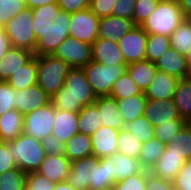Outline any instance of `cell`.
I'll return each mask as SVG.
<instances>
[{"label": "cell", "mask_w": 191, "mask_h": 190, "mask_svg": "<svg viewBox=\"0 0 191 190\" xmlns=\"http://www.w3.org/2000/svg\"><path fill=\"white\" fill-rule=\"evenodd\" d=\"M96 99L83 68H71L64 86L50 97V102L56 109L79 112L83 107L94 104Z\"/></svg>", "instance_id": "6da1fadb"}, {"label": "cell", "mask_w": 191, "mask_h": 190, "mask_svg": "<svg viewBox=\"0 0 191 190\" xmlns=\"http://www.w3.org/2000/svg\"><path fill=\"white\" fill-rule=\"evenodd\" d=\"M184 19L178 0H159L157 8L141 27L148 34H162L170 37Z\"/></svg>", "instance_id": "7a4b0ae2"}, {"label": "cell", "mask_w": 191, "mask_h": 190, "mask_svg": "<svg viewBox=\"0 0 191 190\" xmlns=\"http://www.w3.org/2000/svg\"><path fill=\"white\" fill-rule=\"evenodd\" d=\"M8 143L17 168L26 174L36 172L46 157L42 141L24 133Z\"/></svg>", "instance_id": "3957f363"}, {"label": "cell", "mask_w": 191, "mask_h": 190, "mask_svg": "<svg viewBox=\"0 0 191 190\" xmlns=\"http://www.w3.org/2000/svg\"><path fill=\"white\" fill-rule=\"evenodd\" d=\"M71 67L53 54L37 55V84L52 97L63 86Z\"/></svg>", "instance_id": "277c9868"}, {"label": "cell", "mask_w": 191, "mask_h": 190, "mask_svg": "<svg viewBox=\"0 0 191 190\" xmlns=\"http://www.w3.org/2000/svg\"><path fill=\"white\" fill-rule=\"evenodd\" d=\"M33 26L32 9L26 7L11 18L3 28L12 47L29 50L35 55L37 40Z\"/></svg>", "instance_id": "5b68a950"}, {"label": "cell", "mask_w": 191, "mask_h": 190, "mask_svg": "<svg viewBox=\"0 0 191 190\" xmlns=\"http://www.w3.org/2000/svg\"><path fill=\"white\" fill-rule=\"evenodd\" d=\"M83 70L93 92L98 97L110 95L113 84L127 71V65H104L90 61Z\"/></svg>", "instance_id": "8992f818"}, {"label": "cell", "mask_w": 191, "mask_h": 190, "mask_svg": "<svg viewBox=\"0 0 191 190\" xmlns=\"http://www.w3.org/2000/svg\"><path fill=\"white\" fill-rule=\"evenodd\" d=\"M71 13L60 10L53 24L37 41L35 55L53 54L57 47L69 36Z\"/></svg>", "instance_id": "52a82bcc"}, {"label": "cell", "mask_w": 191, "mask_h": 190, "mask_svg": "<svg viewBox=\"0 0 191 190\" xmlns=\"http://www.w3.org/2000/svg\"><path fill=\"white\" fill-rule=\"evenodd\" d=\"M56 108L50 102L24 115L23 133L43 140L52 134Z\"/></svg>", "instance_id": "ba28073f"}, {"label": "cell", "mask_w": 191, "mask_h": 190, "mask_svg": "<svg viewBox=\"0 0 191 190\" xmlns=\"http://www.w3.org/2000/svg\"><path fill=\"white\" fill-rule=\"evenodd\" d=\"M53 55L71 68H83L92 61V45L68 36Z\"/></svg>", "instance_id": "9c48e42d"}, {"label": "cell", "mask_w": 191, "mask_h": 190, "mask_svg": "<svg viewBox=\"0 0 191 190\" xmlns=\"http://www.w3.org/2000/svg\"><path fill=\"white\" fill-rule=\"evenodd\" d=\"M99 21L89 8L71 13L69 36L92 45L98 39Z\"/></svg>", "instance_id": "30bf717a"}, {"label": "cell", "mask_w": 191, "mask_h": 190, "mask_svg": "<svg viewBox=\"0 0 191 190\" xmlns=\"http://www.w3.org/2000/svg\"><path fill=\"white\" fill-rule=\"evenodd\" d=\"M148 33L141 26H134L120 40L119 48L127 65L145 60Z\"/></svg>", "instance_id": "8fae6325"}, {"label": "cell", "mask_w": 191, "mask_h": 190, "mask_svg": "<svg viewBox=\"0 0 191 190\" xmlns=\"http://www.w3.org/2000/svg\"><path fill=\"white\" fill-rule=\"evenodd\" d=\"M50 96L38 85L35 84L26 89L16 90L14 108L22 115L46 106L50 103Z\"/></svg>", "instance_id": "7c38bea8"}, {"label": "cell", "mask_w": 191, "mask_h": 190, "mask_svg": "<svg viewBox=\"0 0 191 190\" xmlns=\"http://www.w3.org/2000/svg\"><path fill=\"white\" fill-rule=\"evenodd\" d=\"M99 158L91 155L72 161L66 181L75 190H89L92 182L93 167L99 162Z\"/></svg>", "instance_id": "4fadbf2b"}, {"label": "cell", "mask_w": 191, "mask_h": 190, "mask_svg": "<svg viewBox=\"0 0 191 190\" xmlns=\"http://www.w3.org/2000/svg\"><path fill=\"white\" fill-rule=\"evenodd\" d=\"M144 116L151 121L154 127L161 123H171V120L181 118L173 99L162 101L148 99Z\"/></svg>", "instance_id": "5bb4252c"}, {"label": "cell", "mask_w": 191, "mask_h": 190, "mask_svg": "<svg viewBox=\"0 0 191 190\" xmlns=\"http://www.w3.org/2000/svg\"><path fill=\"white\" fill-rule=\"evenodd\" d=\"M118 136L119 130L107 126H100L91 135L93 155L101 159L117 153Z\"/></svg>", "instance_id": "9a60e30c"}, {"label": "cell", "mask_w": 191, "mask_h": 190, "mask_svg": "<svg viewBox=\"0 0 191 190\" xmlns=\"http://www.w3.org/2000/svg\"><path fill=\"white\" fill-rule=\"evenodd\" d=\"M92 61L104 65H127L118 42L102 38L92 44Z\"/></svg>", "instance_id": "2e32d148"}, {"label": "cell", "mask_w": 191, "mask_h": 190, "mask_svg": "<svg viewBox=\"0 0 191 190\" xmlns=\"http://www.w3.org/2000/svg\"><path fill=\"white\" fill-rule=\"evenodd\" d=\"M185 162L186 160L180 154L165 148L149 171L154 177L173 181Z\"/></svg>", "instance_id": "e0dca14e"}, {"label": "cell", "mask_w": 191, "mask_h": 190, "mask_svg": "<svg viewBox=\"0 0 191 190\" xmlns=\"http://www.w3.org/2000/svg\"><path fill=\"white\" fill-rule=\"evenodd\" d=\"M72 162L64 155H46L36 171L54 183L66 181Z\"/></svg>", "instance_id": "ac0fdd59"}, {"label": "cell", "mask_w": 191, "mask_h": 190, "mask_svg": "<svg viewBox=\"0 0 191 190\" xmlns=\"http://www.w3.org/2000/svg\"><path fill=\"white\" fill-rule=\"evenodd\" d=\"M94 104L99 110L101 126L111 127L119 131L126 128V123L118 109L116 99L109 95L98 96Z\"/></svg>", "instance_id": "d6986e66"}, {"label": "cell", "mask_w": 191, "mask_h": 190, "mask_svg": "<svg viewBox=\"0 0 191 190\" xmlns=\"http://www.w3.org/2000/svg\"><path fill=\"white\" fill-rule=\"evenodd\" d=\"M179 80L174 76L158 70L144 94L147 99L151 100L162 101L173 99Z\"/></svg>", "instance_id": "ffe728a7"}, {"label": "cell", "mask_w": 191, "mask_h": 190, "mask_svg": "<svg viewBox=\"0 0 191 190\" xmlns=\"http://www.w3.org/2000/svg\"><path fill=\"white\" fill-rule=\"evenodd\" d=\"M134 26L131 19L114 15L102 17L99 21L98 38L118 42Z\"/></svg>", "instance_id": "44dd1931"}, {"label": "cell", "mask_w": 191, "mask_h": 190, "mask_svg": "<svg viewBox=\"0 0 191 190\" xmlns=\"http://www.w3.org/2000/svg\"><path fill=\"white\" fill-rule=\"evenodd\" d=\"M159 71L165 72L178 79H186L189 76L186 64V56L179 54L175 49H167L155 62Z\"/></svg>", "instance_id": "7402d4cb"}, {"label": "cell", "mask_w": 191, "mask_h": 190, "mask_svg": "<svg viewBox=\"0 0 191 190\" xmlns=\"http://www.w3.org/2000/svg\"><path fill=\"white\" fill-rule=\"evenodd\" d=\"M144 169L138 159L131 158L119 152L109 156L110 177H113L117 182L129 176L139 174Z\"/></svg>", "instance_id": "603a6c76"}, {"label": "cell", "mask_w": 191, "mask_h": 190, "mask_svg": "<svg viewBox=\"0 0 191 190\" xmlns=\"http://www.w3.org/2000/svg\"><path fill=\"white\" fill-rule=\"evenodd\" d=\"M78 112L56 109L52 135L66 143L78 132Z\"/></svg>", "instance_id": "cb8c5ba5"}, {"label": "cell", "mask_w": 191, "mask_h": 190, "mask_svg": "<svg viewBox=\"0 0 191 190\" xmlns=\"http://www.w3.org/2000/svg\"><path fill=\"white\" fill-rule=\"evenodd\" d=\"M34 53L29 50L11 47L0 60V81H7L11 75L28 62Z\"/></svg>", "instance_id": "d4e9b609"}, {"label": "cell", "mask_w": 191, "mask_h": 190, "mask_svg": "<svg viewBox=\"0 0 191 190\" xmlns=\"http://www.w3.org/2000/svg\"><path fill=\"white\" fill-rule=\"evenodd\" d=\"M24 115L12 109L0 116V141L11 142L23 133Z\"/></svg>", "instance_id": "484cf974"}, {"label": "cell", "mask_w": 191, "mask_h": 190, "mask_svg": "<svg viewBox=\"0 0 191 190\" xmlns=\"http://www.w3.org/2000/svg\"><path fill=\"white\" fill-rule=\"evenodd\" d=\"M6 82L15 90L26 89L37 84V55L14 72Z\"/></svg>", "instance_id": "4316f807"}, {"label": "cell", "mask_w": 191, "mask_h": 190, "mask_svg": "<svg viewBox=\"0 0 191 190\" xmlns=\"http://www.w3.org/2000/svg\"><path fill=\"white\" fill-rule=\"evenodd\" d=\"M60 10L58 3H51L32 9L33 30L37 41L41 38L50 24H53Z\"/></svg>", "instance_id": "83f0119b"}, {"label": "cell", "mask_w": 191, "mask_h": 190, "mask_svg": "<svg viewBox=\"0 0 191 190\" xmlns=\"http://www.w3.org/2000/svg\"><path fill=\"white\" fill-rule=\"evenodd\" d=\"M157 71L155 63L146 59L127 65V72L142 92L148 88Z\"/></svg>", "instance_id": "f1b7e54d"}, {"label": "cell", "mask_w": 191, "mask_h": 190, "mask_svg": "<svg viewBox=\"0 0 191 190\" xmlns=\"http://www.w3.org/2000/svg\"><path fill=\"white\" fill-rule=\"evenodd\" d=\"M147 100L145 94L116 99L118 109L126 124L144 115Z\"/></svg>", "instance_id": "f546056e"}, {"label": "cell", "mask_w": 191, "mask_h": 190, "mask_svg": "<svg viewBox=\"0 0 191 190\" xmlns=\"http://www.w3.org/2000/svg\"><path fill=\"white\" fill-rule=\"evenodd\" d=\"M64 155L71 162L93 155L91 136L78 132L65 143Z\"/></svg>", "instance_id": "4dcf8cb0"}, {"label": "cell", "mask_w": 191, "mask_h": 190, "mask_svg": "<svg viewBox=\"0 0 191 190\" xmlns=\"http://www.w3.org/2000/svg\"><path fill=\"white\" fill-rule=\"evenodd\" d=\"M173 100L180 117L189 123L191 121V80L189 78L179 80Z\"/></svg>", "instance_id": "1f68e13d"}, {"label": "cell", "mask_w": 191, "mask_h": 190, "mask_svg": "<svg viewBox=\"0 0 191 190\" xmlns=\"http://www.w3.org/2000/svg\"><path fill=\"white\" fill-rule=\"evenodd\" d=\"M117 181L110 177L109 156L101 158L93 167L92 182L89 184V190H103L113 188Z\"/></svg>", "instance_id": "d6a6232c"}, {"label": "cell", "mask_w": 191, "mask_h": 190, "mask_svg": "<svg viewBox=\"0 0 191 190\" xmlns=\"http://www.w3.org/2000/svg\"><path fill=\"white\" fill-rule=\"evenodd\" d=\"M171 48L186 56L191 51V19H184L170 35Z\"/></svg>", "instance_id": "836d02e7"}, {"label": "cell", "mask_w": 191, "mask_h": 190, "mask_svg": "<svg viewBox=\"0 0 191 190\" xmlns=\"http://www.w3.org/2000/svg\"><path fill=\"white\" fill-rule=\"evenodd\" d=\"M78 118L80 133L91 136L101 126L99 110L95 104L83 107L78 112Z\"/></svg>", "instance_id": "e575fe53"}, {"label": "cell", "mask_w": 191, "mask_h": 190, "mask_svg": "<svg viewBox=\"0 0 191 190\" xmlns=\"http://www.w3.org/2000/svg\"><path fill=\"white\" fill-rule=\"evenodd\" d=\"M168 150L180 154L186 161L191 160V125L186 123L166 145Z\"/></svg>", "instance_id": "d590c367"}, {"label": "cell", "mask_w": 191, "mask_h": 190, "mask_svg": "<svg viewBox=\"0 0 191 190\" xmlns=\"http://www.w3.org/2000/svg\"><path fill=\"white\" fill-rule=\"evenodd\" d=\"M165 147L166 145L155 137L149 142L143 143L139 153V162L145 169L149 170L158 161Z\"/></svg>", "instance_id": "8d00e7d4"}, {"label": "cell", "mask_w": 191, "mask_h": 190, "mask_svg": "<svg viewBox=\"0 0 191 190\" xmlns=\"http://www.w3.org/2000/svg\"><path fill=\"white\" fill-rule=\"evenodd\" d=\"M137 94H144V92H142V90L137 86L135 81L131 78L130 74L126 71L113 84L109 96L113 97L114 99H122Z\"/></svg>", "instance_id": "74e56055"}, {"label": "cell", "mask_w": 191, "mask_h": 190, "mask_svg": "<svg viewBox=\"0 0 191 190\" xmlns=\"http://www.w3.org/2000/svg\"><path fill=\"white\" fill-rule=\"evenodd\" d=\"M143 142L138 140L126 128L119 131L117 140L118 152L131 158L139 159Z\"/></svg>", "instance_id": "f35d334b"}, {"label": "cell", "mask_w": 191, "mask_h": 190, "mask_svg": "<svg viewBox=\"0 0 191 190\" xmlns=\"http://www.w3.org/2000/svg\"><path fill=\"white\" fill-rule=\"evenodd\" d=\"M169 48H171L170 37L162 34H148L145 59L155 63Z\"/></svg>", "instance_id": "ab89813d"}, {"label": "cell", "mask_w": 191, "mask_h": 190, "mask_svg": "<svg viewBox=\"0 0 191 190\" xmlns=\"http://www.w3.org/2000/svg\"><path fill=\"white\" fill-rule=\"evenodd\" d=\"M126 129L143 143L155 137V127L144 115L126 124Z\"/></svg>", "instance_id": "60d3db41"}, {"label": "cell", "mask_w": 191, "mask_h": 190, "mask_svg": "<svg viewBox=\"0 0 191 190\" xmlns=\"http://www.w3.org/2000/svg\"><path fill=\"white\" fill-rule=\"evenodd\" d=\"M26 176L19 168L0 174V190H25Z\"/></svg>", "instance_id": "b9f144b4"}, {"label": "cell", "mask_w": 191, "mask_h": 190, "mask_svg": "<svg viewBox=\"0 0 191 190\" xmlns=\"http://www.w3.org/2000/svg\"><path fill=\"white\" fill-rule=\"evenodd\" d=\"M185 124L186 122L182 118L171 120V123H161L155 127V138L167 145Z\"/></svg>", "instance_id": "7bdbcfd3"}, {"label": "cell", "mask_w": 191, "mask_h": 190, "mask_svg": "<svg viewBox=\"0 0 191 190\" xmlns=\"http://www.w3.org/2000/svg\"><path fill=\"white\" fill-rule=\"evenodd\" d=\"M26 7L25 0H0V24L4 27L11 18Z\"/></svg>", "instance_id": "ee69618b"}, {"label": "cell", "mask_w": 191, "mask_h": 190, "mask_svg": "<svg viewBox=\"0 0 191 190\" xmlns=\"http://www.w3.org/2000/svg\"><path fill=\"white\" fill-rule=\"evenodd\" d=\"M150 171L144 169L141 173L129 176L122 181L116 182L113 190H146L147 176Z\"/></svg>", "instance_id": "f6af8a7d"}, {"label": "cell", "mask_w": 191, "mask_h": 190, "mask_svg": "<svg viewBox=\"0 0 191 190\" xmlns=\"http://www.w3.org/2000/svg\"><path fill=\"white\" fill-rule=\"evenodd\" d=\"M159 0H136L134 8L133 23L135 26H141L143 22L155 11Z\"/></svg>", "instance_id": "bcb514c9"}, {"label": "cell", "mask_w": 191, "mask_h": 190, "mask_svg": "<svg viewBox=\"0 0 191 190\" xmlns=\"http://www.w3.org/2000/svg\"><path fill=\"white\" fill-rule=\"evenodd\" d=\"M56 183L38 172L27 173L25 190H54Z\"/></svg>", "instance_id": "7dc6e473"}, {"label": "cell", "mask_w": 191, "mask_h": 190, "mask_svg": "<svg viewBox=\"0 0 191 190\" xmlns=\"http://www.w3.org/2000/svg\"><path fill=\"white\" fill-rule=\"evenodd\" d=\"M16 90L12 88L7 82L0 81V116L4 113L15 109L14 100Z\"/></svg>", "instance_id": "c3c4849f"}, {"label": "cell", "mask_w": 191, "mask_h": 190, "mask_svg": "<svg viewBox=\"0 0 191 190\" xmlns=\"http://www.w3.org/2000/svg\"><path fill=\"white\" fill-rule=\"evenodd\" d=\"M175 190H191V160H187L173 179Z\"/></svg>", "instance_id": "681fc988"}, {"label": "cell", "mask_w": 191, "mask_h": 190, "mask_svg": "<svg viewBox=\"0 0 191 190\" xmlns=\"http://www.w3.org/2000/svg\"><path fill=\"white\" fill-rule=\"evenodd\" d=\"M117 0H91L89 9L99 18L112 15Z\"/></svg>", "instance_id": "f907efd6"}, {"label": "cell", "mask_w": 191, "mask_h": 190, "mask_svg": "<svg viewBox=\"0 0 191 190\" xmlns=\"http://www.w3.org/2000/svg\"><path fill=\"white\" fill-rule=\"evenodd\" d=\"M42 145L45 149L46 155H60L65 152V143L55 135H50L44 138Z\"/></svg>", "instance_id": "816d5d0a"}, {"label": "cell", "mask_w": 191, "mask_h": 190, "mask_svg": "<svg viewBox=\"0 0 191 190\" xmlns=\"http://www.w3.org/2000/svg\"><path fill=\"white\" fill-rule=\"evenodd\" d=\"M16 168L17 164L11 156L9 143L0 141V174Z\"/></svg>", "instance_id": "f5cc1de1"}, {"label": "cell", "mask_w": 191, "mask_h": 190, "mask_svg": "<svg viewBox=\"0 0 191 190\" xmlns=\"http://www.w3.org/2000/svg\"><path fill=\"white\" fill-rule=\"evenodd\" d=\"M136 0H117L112 15L133 20Z\"/></svg>", "instance_id": "db71d44e"}, {"label": "cell", "mask_w": 191, "mask_h": 190, "mask_svg": "<svg viewBox=\"0 0 191 190\" xmlns=\"http://www.w3.org/2000/svg\"><path fill=\"white\" fill-rule=\"evenodd\" d=\"M61 10L68 13H75L89 8V0H58Z\"/></svg>", "instance_id": "11a10c76"}, {"label": "cell", "mask_w": 191, "mask_h": 190, "mask_svg": "<svg viewBox=\"0 0 191 190\" xmlns=\"http://www.w3.org/2000/svg\"><path fill=\"white\" fill-rule=\"evenodd\" d=\"M146 190H175L173 182L154 177L151 173L147 176Z\"/></svg>", "instance_id": "9f6ffc18"}, {"label": "cell", "mask_w": 191, "mask_h": 190, "mask_svg": "<svg viewBox=\"0 0 191 190\" xmlns=\"http://www.w3.org/2000/svg\"><path fill=\"white\" fill-rule=\"evenodd\" d=\"M10 40L3 29L0 32V60L6 55L7 51L11 48Z\"/></svg>", "instance_id": "6f0895ef"}, {"label": "cell", "mask_w": 191, "mask_h": 190, "mask_svg": "<svg viewBox=\"0 0 191 190\" xmlns=\"http://www.w3.org/2000/svg\"><path fill=\"white\" fill-rule=\"evenodd\" d=\"M25 2L28 8L34 9L43 5L58 3V0H25Z\"/></svg>", "instance_id": "680465c9"}, {"label": "cell", "mask_w": 191, "mask_h": 190, "mask_svg": "<svg viewBox=\"0 0 191 190\" xmlns=\"http://www.w3.org/2000/svg\"><path fill=\"white\" fill-rule=\"evenodd\" d=\"M185 19H191V0H178Z\"/></svg>", "instance_id": "91938a15"}, {"label": "cell", "mask_w": 191, "mask_h": 190, "mask_svg": "<svg viewBox=\"0 0 191 190\" xmlns=\"http://www.w3.org/2000/svg\"><path fill=\"white\" fill-rule=\"evenodd\" d=\"M54 190H75L67 181L56 183Z\"/></svg>", "instance_id": "94428289"}, {"label": "cell", "mask_w": 191, "mask_h": 190, "mask_svg": "<svg viewBox=\"0 0 191 190\" xmlns=\"http://www.w3.org/2000/svg\"><path fill=\"white\" fill-rule=\"evenodd\" d=\"M186 64L188 68V73L191 72V51L186 55Z\"/></svg>", "instance_id": "6125c7cd"}, {"label": "cell", "mask_w": 191, "mask_h": 190, "mask_svg": "<svg viewBox=\"0 0 191 190\" xmlns=\"http://www.w3.org/2000/svg\"><path fill=\"white\" fill-rule=\"evenodd\" d=\"M3 29H4L3 26L0 24V32H1Z\"/></svg>", "instance_id": "be15d7a7"}, {"label": "cell", "mask_w": 191, "mask_h": 190, "mask_svg": "<svg viewBox=\"0 0 191 190\" xmlns=\"http://www.w3.org/2000/svg\"><path fill=\"white\" fill-rule=\"evenodd\" d=\"M188 78L191 80V72L189 73V76H188Z\"/></svg>", "instance_id": "e7e4bbea"}]
</instances>
